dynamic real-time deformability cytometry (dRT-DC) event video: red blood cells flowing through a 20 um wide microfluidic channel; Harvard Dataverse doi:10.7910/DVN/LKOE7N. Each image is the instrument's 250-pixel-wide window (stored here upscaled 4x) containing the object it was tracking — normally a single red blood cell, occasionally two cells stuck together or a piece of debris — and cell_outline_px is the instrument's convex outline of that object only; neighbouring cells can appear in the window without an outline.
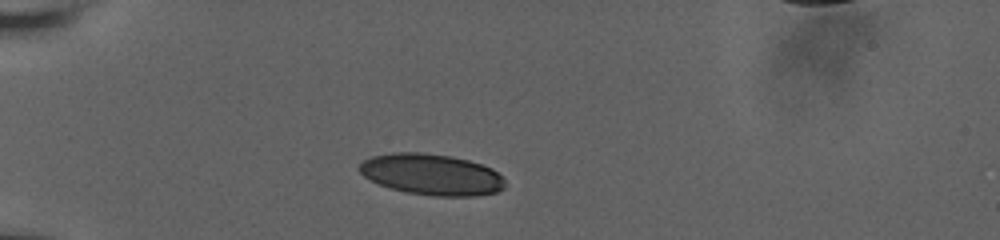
{"species": "human", "species_latin": "Homo sapiens", "temperature_condition": "room temperature", "stored_images_in_passage": 41, "camera_frame_rate_fps": 3000, "um_per_image_px": 0.085, "donor": {"sex": "male"}, "frame": {"image": 1, "passage_image": 1, "time_ms": 0.0, "image_size_px": [1000, 240], "cell_outline_px": [[504, 188], [496, 192], [476, 196], [432, 196], [408, 192], [392, 188], [380, 184], [364, 176], [360, 172], [360, 164], [364, 160], [372, 156], [392, 152], [420, 152], [452, 156], [468, 160], [492, 168], [504, 180]], "centroid_in_image_um": [36.69, 14.82], "position_along_channel_um": 48.3, "area_um2": 34.68}}
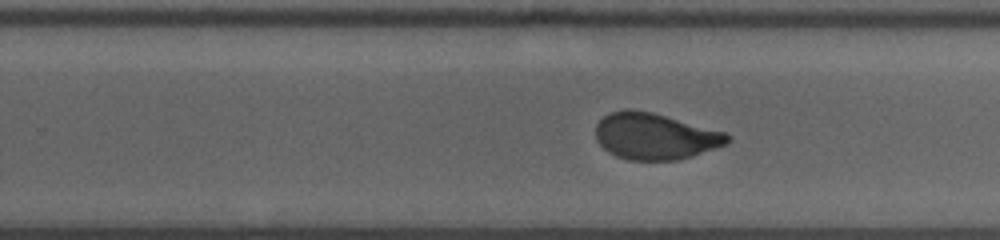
{"frame": {"image": 2, "passage_image": 22, "time_ms": 7.0, "image_size_px": [1000, 240], "cell_outline_px": [[732, 136], [728, 144], [692, 156], [676, 160], [628, 160], [616, 156], [608, 152], [596, 140], [596, 124], [604, 116], [612, 112], [624, 108], [632, 108], [652, 112], [724, 132]], "centroid_in_image_um": [55.66, 11.58], "position_along_channel_um": 274.1, "area_um2": 35.66}}
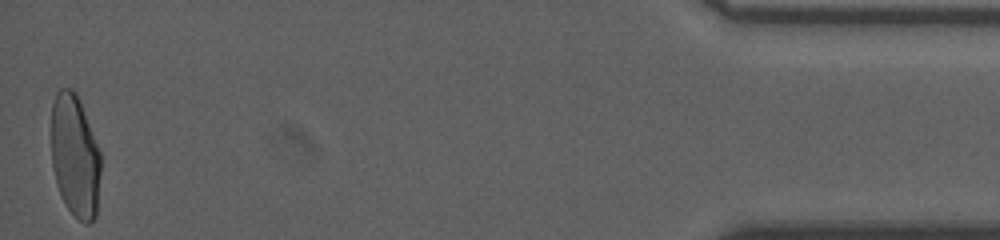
{"frame": {"image": 3, "passage_image": 41, "time_ms": 13.333, "image_size_px": [1000, 240], "cell_outline_px": [[100, 172], [96, 216], [88, 224], [84, 224], [68, 208], [56, 184], [52, 168], [52, 104], [56, 92], [60, 88], [72, 88], [76, 92], [100, 152]], "centroid_in_image_um": [6.37, 13.25], "position_along_channel_um": 428.8, "area_um2": 35.03}}